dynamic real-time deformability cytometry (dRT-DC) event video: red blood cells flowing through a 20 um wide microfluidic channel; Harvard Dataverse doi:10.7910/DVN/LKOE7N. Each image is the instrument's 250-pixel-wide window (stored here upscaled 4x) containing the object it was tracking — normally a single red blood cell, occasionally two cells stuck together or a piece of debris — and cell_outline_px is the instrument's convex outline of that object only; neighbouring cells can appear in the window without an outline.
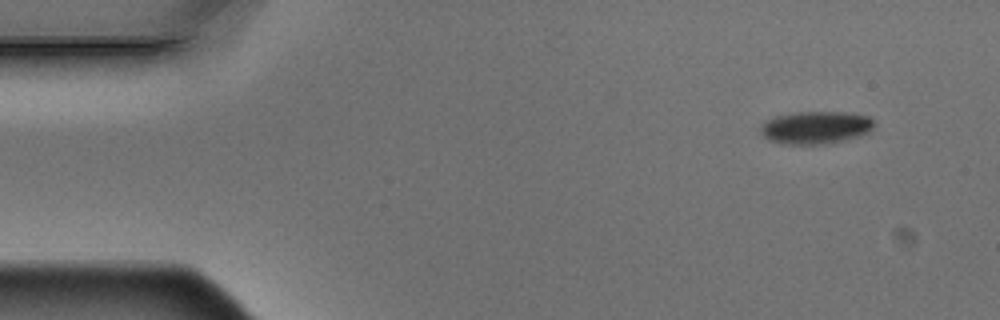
{"species": "Egyptian fruit bat (a non-hibernating species)", "species_latin": "Rousettus aegyptiacus", "temperature_condition": "warm", "stored_images_in_passage": 4, "camera_frame_rate_fps": 3000, "um_per_image_px": 0.085, "animal": {"sex": "male"}, "frame": {"image": 1, "passage_image": 1, "time_ms": 0.0, "image_size_px": [1000, 320], "cell_outline_px": [[872, 128], [868, 132], [860, 136], [824, 144], [784, 144], [768, 140], [760, 132], [760, 128], [764, 120], [776, 116], [792, 112], [844, 112], [868, 116], [872, 120]], "centroid_in_image_um": [69.27, 10.83], "position_along_channel_um": 15.7, "area_um2": 21.56}}